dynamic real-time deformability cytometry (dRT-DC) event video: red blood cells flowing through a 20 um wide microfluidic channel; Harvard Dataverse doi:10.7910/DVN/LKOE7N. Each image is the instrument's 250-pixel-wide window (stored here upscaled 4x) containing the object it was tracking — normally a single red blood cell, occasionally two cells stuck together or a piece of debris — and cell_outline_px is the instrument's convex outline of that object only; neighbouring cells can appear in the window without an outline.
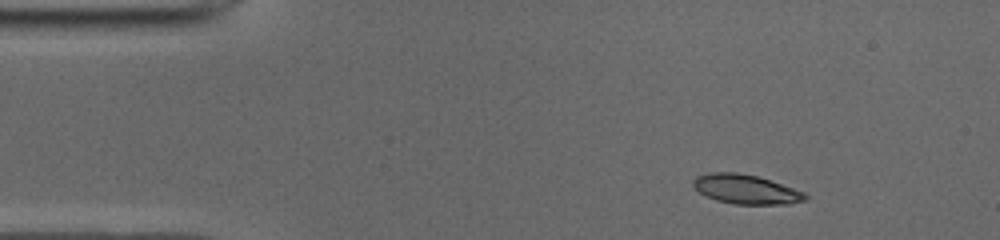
{"species": "common noctule bat (a hibernating species)", "species_latin": "Nyctalus noctula", "temperature_condition": "cold", "stored_images_in_passage": 45, "camera_frame_rate_fps": 3000, "um_per_image_px": 0.085, "animal": {"sex": "male", "body_mass_g": 19.0, "forearm_length_mm": 50.8}, "frame": {"image": 1, "passage_image": 1, "time_ms": 0.0, "image_size_px": [1000, 240], "cell_outline_px": [[808, 200], [788, 204], [736, 204], [716, 200], [704, 196], [692, 184], [692, 180], [696, 176], [712, 172], [736, 172], [756, 176], [804, 192], [808, 196]], "centroid_in_image_um": [63.38, 16.09], "position_along_channel_um": 21.6, "area_um2": 19.02}}
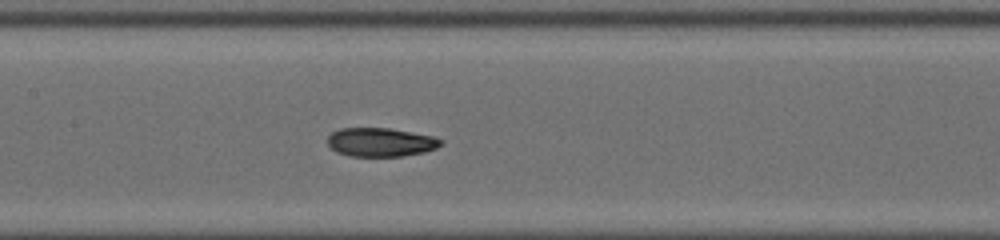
{"frame": {"image": 2, "passage_image": 18, "time_ms": 5.667, "image_size_px": [1000, 240], "cell_outline_px": [[444, 144], [436, 148], [424, 152], [404, 156], [348, 156], [336, 152], [328, 144], [328, 136], [332, 132], [340, 128], [388, 128], [432, 136], [444, 140]], "centroid_in_image_um": [32.36, 12.09], "position_along_channel_um": 175.0, "area_um2": 19.02}}
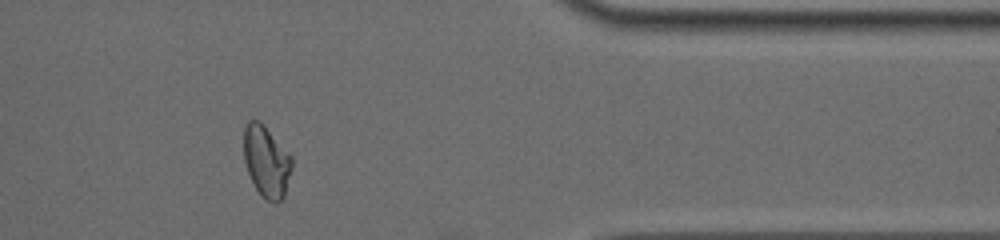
{"frame": {"image": 3, "passage_image": 36, "time_ms": 11.667, "image_size_px": [1000, 240], "cell_outline_px": [[292, 168], [284, 196], [276, 204], [272, 204], [264, 200], [260, 196], [248, 172], [244, 160], [244, 128], [248, 120], [260, 120], [292, 156]], "centroid_in_image_um": [22.65, 13.74], "position_along_channel_um": 388.7, "area_um2": 20.23}, "authors_computed_cell_mechanics": {"area_um2": 19.652, "velocity_mm_per_s": 3.9483, "shape_relaxation_time_tau1_ms": null, "shape_relaxation_time_tau2_ms": 2.7641, "deformation_change_tau1": null, "deformation_change_tau2": 0.076}}